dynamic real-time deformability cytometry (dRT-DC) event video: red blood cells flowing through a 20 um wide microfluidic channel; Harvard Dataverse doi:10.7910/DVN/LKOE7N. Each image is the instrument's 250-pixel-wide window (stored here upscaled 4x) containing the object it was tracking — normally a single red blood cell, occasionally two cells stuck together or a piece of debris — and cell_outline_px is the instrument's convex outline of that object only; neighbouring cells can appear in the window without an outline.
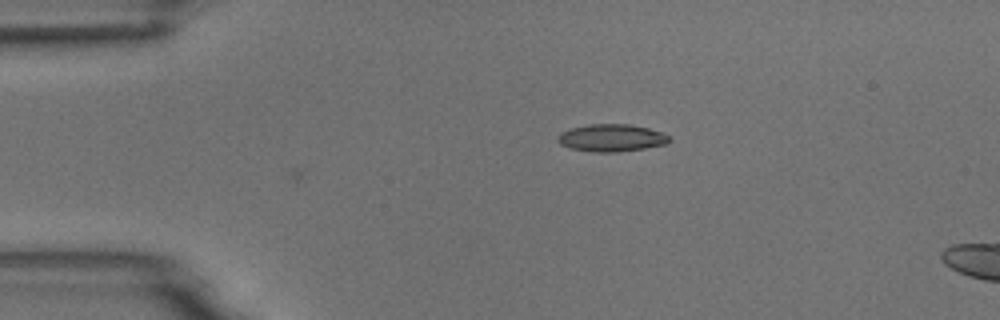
{"species": "common noctule bat (a hibernating species)", "species_latin": "Nyctalus noctula", "temperature_condition": "room temperature", "stored_images_in_passage": 16, "camera_frame_rate_fps": 3000, "um_per_image_px": 0.085, "animal": {"sex": "male", "body_mass_g": 18.8}, "frame": {"image": 1, "passage_image": 16, "time_ms": 5.0, "image_size_px": [1000, 320], "cell_outline_px": [[672, 140], [668, 144], [620, 152], [592, 152], [568, 148], [560, 144], [556, 140], [556, 136], [560, 132], [572, 128], [588, 124], [628, 124], [648, 128], [660, 132], [668, 136]], "centroid_in_image_um": [51.94, 11.73], "position_along_channel_um": 33.1, "area_um2": 17.98}}